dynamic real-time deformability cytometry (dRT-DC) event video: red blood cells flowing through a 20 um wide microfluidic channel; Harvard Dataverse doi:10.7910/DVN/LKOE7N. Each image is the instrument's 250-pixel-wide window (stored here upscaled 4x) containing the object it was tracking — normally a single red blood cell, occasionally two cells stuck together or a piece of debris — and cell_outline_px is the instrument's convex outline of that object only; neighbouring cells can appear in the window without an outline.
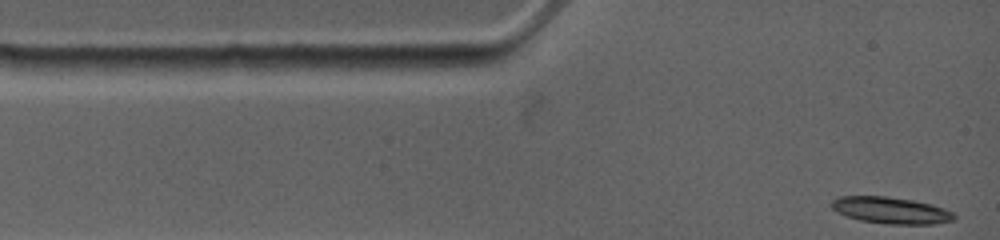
{"species": "common noctule bat (a hibernating species)", "species_latin": "Nyctalus noctula", "temperature_condition": "warm", "stored_images_in_passage": 23, "camera_frame_rate_fps": 4500, "um_per_image_px": 0.085, "animal": {"sex": "female", "body_mass_g": 19.0, "forearm_length_mm": 53.3}, "frame": {"image": 1, "passage_image": 1, "time_ms": 0.0, "image_size_px": [1000, 240], "cell_outline_px": [[956, 216], [952, 220], [932, 224], [888, 224], [860, 220], [836, 212], [832, 208], [832, 200], [840, 196], [884, 196], [912, 200], [932, 204], [944, 208], [952, 212]], "centroid_in_image_um": [75.72, 17.87], "position_along_channel_um": 9.3, "area_um2": 18.84}}
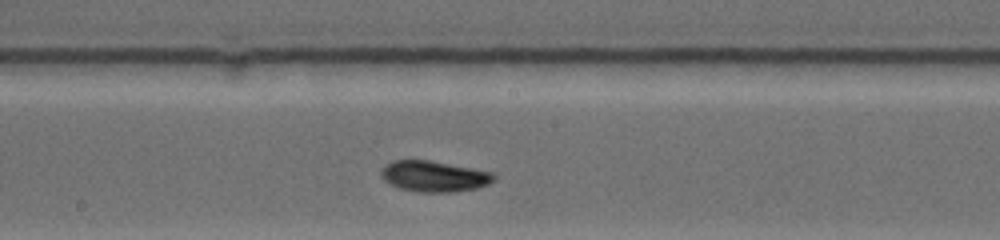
{"frame": {"image": 2, "passage_image": 13, "time_ms": 6.222, "image_size_px": [1000, 240], "cell_outline_px": [[496, 176], [488, 184], [476, 188], [452, 192], [420, 192], [400, 188], [384, 180], [380, 176], [380, 172], [384, 164], [392, 160], [428, 160], [472, 168], [492, 172]], "centroid_in_image_um": [36.86, 14.97], "position_along_channel_um": 211.3, "area_um2": 20.17}}
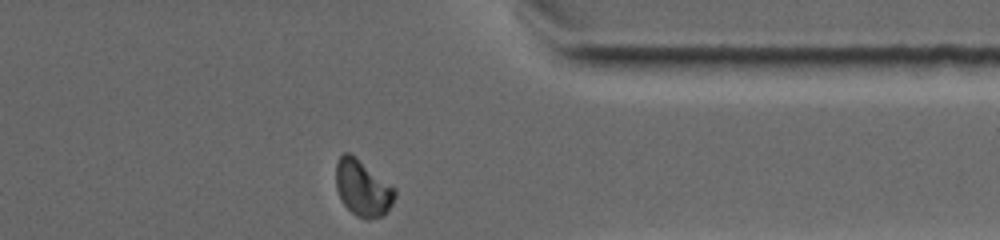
{"frame": {"image": 3, "passage_image": 22, "time_ms": 10.889, "image_size_px": [1000, 240], "cell_outline_px": [[396, 196], [388, 212], [384, 216], [368, 220], [356, 216], [344, 204], [336, 188], [336, 164], [340, 156], [344, 152], [348, 152], [356, 156], [396, 188]], "centroid_in_image_um": [30.86, 15.99], "position_along_channel_um": 380.5, "area_um2": 19.54}}